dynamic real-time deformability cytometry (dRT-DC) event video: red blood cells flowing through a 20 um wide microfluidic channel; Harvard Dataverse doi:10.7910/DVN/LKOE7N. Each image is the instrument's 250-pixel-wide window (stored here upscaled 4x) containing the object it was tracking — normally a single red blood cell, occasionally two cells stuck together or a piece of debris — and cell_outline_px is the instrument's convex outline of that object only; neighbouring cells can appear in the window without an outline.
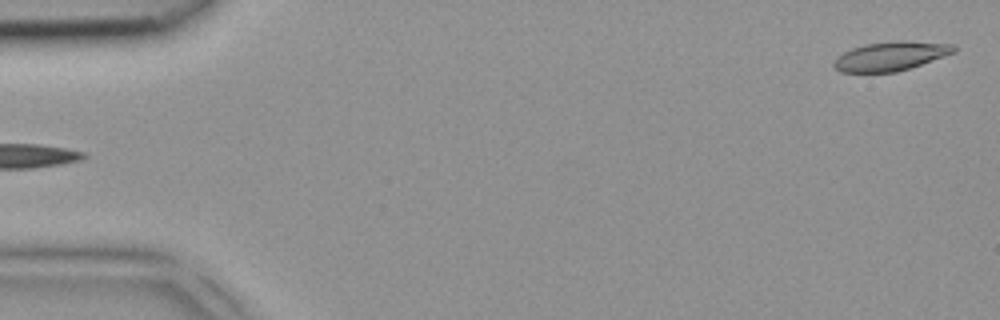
{"species": "common noctule bat (a hibernating species)", "species_latin": "Nyctalus noctula", "temperature_condition": "room temperature", "stored_images_in_passage": 3, "segment_of_instrument_passage": [2, 2], "camera_frame_rate_fps": 3000, "um_per_image_px": 0.085, "animal": {"sex": "female", "body_mass_g": 18.4}, "frame": {"image": 1, "passage_image": 3, "time_ms": 0.667, "image_size_px": [1000, 320], "cell_outline_px": [[956, 52], [896, 72], [840, 72], [832, 64], [836, 56], [852, 48], [864, 44], [896, 40], [904, 40], [956, 44]], "centroid_in_image_um": [75.7, 4.75], "position_along_channel_um": 9.3, "area_um2": 20.4}}